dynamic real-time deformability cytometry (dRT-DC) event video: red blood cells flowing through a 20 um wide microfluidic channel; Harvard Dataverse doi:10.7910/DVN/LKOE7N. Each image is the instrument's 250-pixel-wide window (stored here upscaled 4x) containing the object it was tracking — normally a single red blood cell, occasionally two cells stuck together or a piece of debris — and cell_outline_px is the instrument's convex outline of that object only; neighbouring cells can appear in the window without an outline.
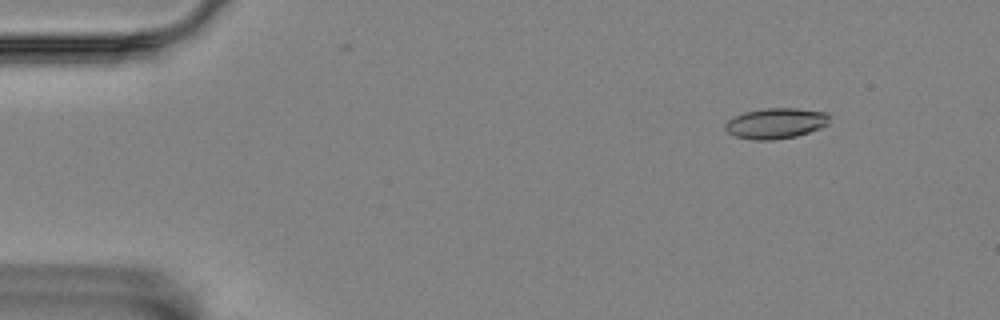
{"species": "Egyptian fruit bat (a non-hibernating species)", "species_latin": "Rousettus aegyptiacus", "temperature_condition": "room temperature", "stored_images_in_passage": 57, "camera_frame_rate_fps": 3000, "um_per_image_px": 0.085, "animal": {"sex": "female"}, "frame": {"image": 1, "passage_image": 7, "time_ms": 2.0, "image_size_px": [1000, 320], "cell_outline_px": [[828, 124], [820, 128], [796, 136], [772, 140], [756, 140], [736, 136], [728, 132], [724, 128], [724, 124], [728, 120], [744, 112], [764, 108], [796, 108], [828, 112]], "centroid_in_image_um": [65.94, 10.47], "position_along_channel_um": 19.1, "area_um2": 18.5}}
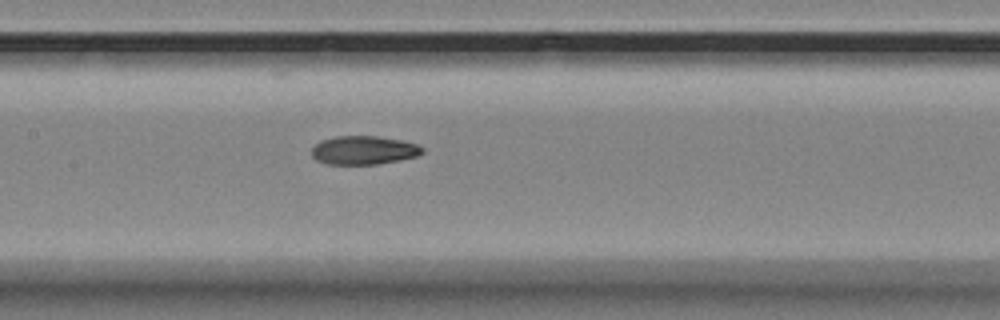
{"frame": {"image": 2, "passage_image": 28, "time_ms": 9.0, "image_size_px": [1000, 320], "cell_outline_px": [[424, 152], [416, 156], [400, 160], [376, 164], [328, 164], [316, 160], [312, 156], [312, 148], [320, 140], [336, 136], [380, 136], [404, 140], [416, 144], [424, 148]], "centroid_in_image_um": [30.93, 12.76], "position_along_channel_um": 176.5, "area_um2": 18.55}}
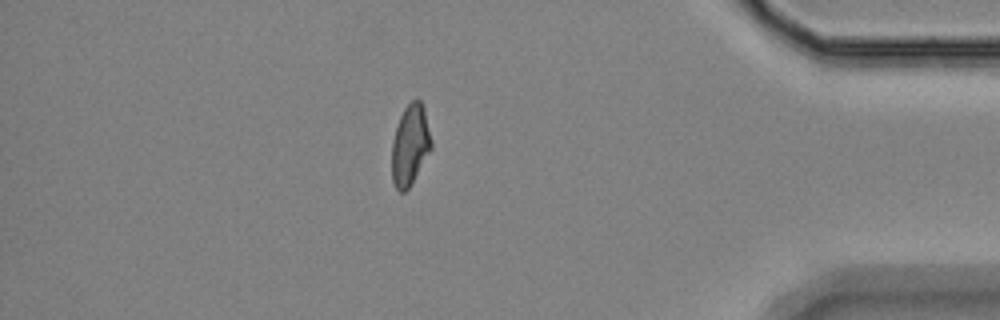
{"frame": {"image": 3, "passage_image": 50, "time_ms": 16.333, "image_size_px": [1000, 320], "cell_outline_px": [[432, 148], [408, 188], [404, 192], [400, 192], [396, 188], [392, 180], [392, 140], [400, 116], [404, 108], [412, 100], [420, 100], [424, 108], [432, 140]], "centroid_in_image_um": [34.86, 12.31], "position_along_channel_um": 400.3, "area_um2": 18.38}, "authors_computed_cell_mechanics": {"area_um2": 18.6116, "velocity_mm_per_s": 3.5327, "shape_relaxation_time_tau1_ms": 4.8646, "shape_relaxation_time_tau2_ms": 2.5977, "deformation_change_tau1": 0.1698, "deformation_change_tau2": 0.088}}